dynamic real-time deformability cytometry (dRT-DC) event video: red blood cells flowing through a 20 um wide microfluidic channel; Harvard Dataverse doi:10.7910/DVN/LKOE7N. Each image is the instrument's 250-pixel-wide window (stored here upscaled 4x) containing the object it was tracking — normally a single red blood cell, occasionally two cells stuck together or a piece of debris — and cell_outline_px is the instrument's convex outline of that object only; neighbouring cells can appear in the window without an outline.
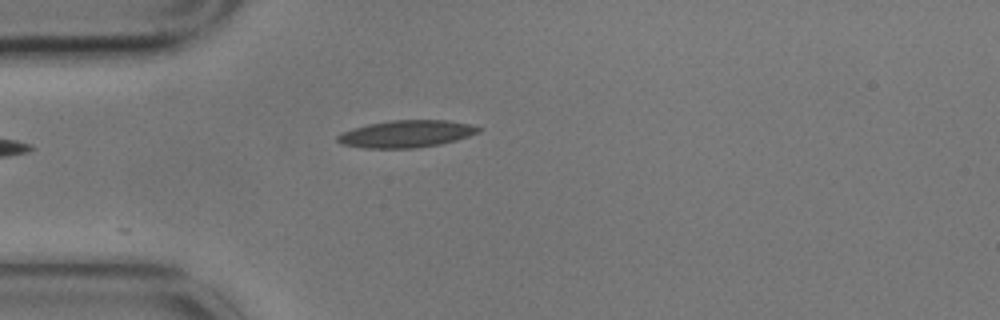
{"species": "common noctule bat (a hibernating species)", "species_latin": "Nyctalus noctula", "temperature_condition": "cold", "stored_images_in_passage": 2, "camera_frame_rate_fps": 3000, "um_per_image_px": 0.085, "animal": {"sex": "male", "body_mass_g": 17.9}, "frame": {"image": 1, "passage_image": 2, "time_ms": 0.333, "image_size_px": [1000, 320], "cell_outline_px": [[484, 128], [480, 132], [456, 140], [440, 144], [416, 148], [364, 148], [340, 144], [336, 140], [336, 136], [352, 128], [368, 124], [392, 120], [448, 120], [472, 124]], "centroid_in_image_um": [34.56, 11.37], "position_along_channel_um": 50.4, "area_um2": 22.48}}